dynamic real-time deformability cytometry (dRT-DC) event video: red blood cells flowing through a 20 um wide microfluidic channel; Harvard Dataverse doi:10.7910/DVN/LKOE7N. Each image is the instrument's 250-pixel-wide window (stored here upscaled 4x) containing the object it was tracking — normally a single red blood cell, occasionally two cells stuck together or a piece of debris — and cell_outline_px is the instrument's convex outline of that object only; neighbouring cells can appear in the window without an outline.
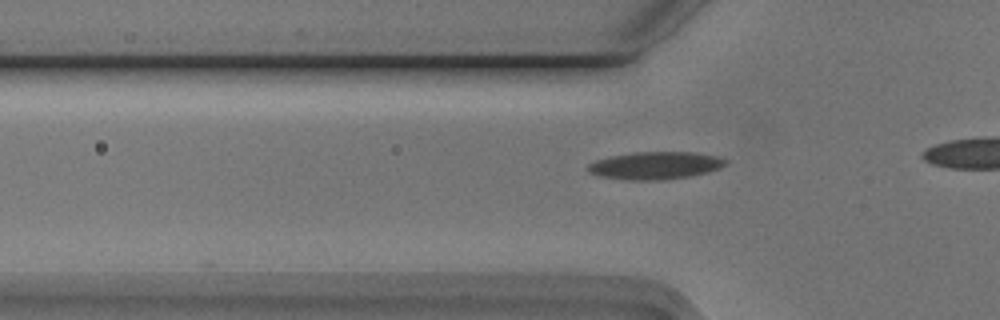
{"species": "Egyptian fruit bat (a non-hibernating species)", "species_latin": "Rousettus aegyptiacus", "temperature_condition": "cold", "stored_images_in_passage": 10, "camera_frame_rate_fps": 3000, "um_per_image_px": 0.085, "animal": {"sex": "male"}, "frame": {"image": 1, "passage_image": 4, "time_ms": 1.0, "image_size_px": [1000, 320], "cell_outline_px": [[728, 160], [720, 168], [708, 172], [688, 176], [664, 180], [624, 180], [600, 176], [588, 172], [588, 164], [596, 160], [608, 156], [632, 152], [692, 152], [716, 156]], "centroid_in_image_um": [55.66, 14.06], "position_along_channel_um": 70.1, "area_um2": 22.14}}
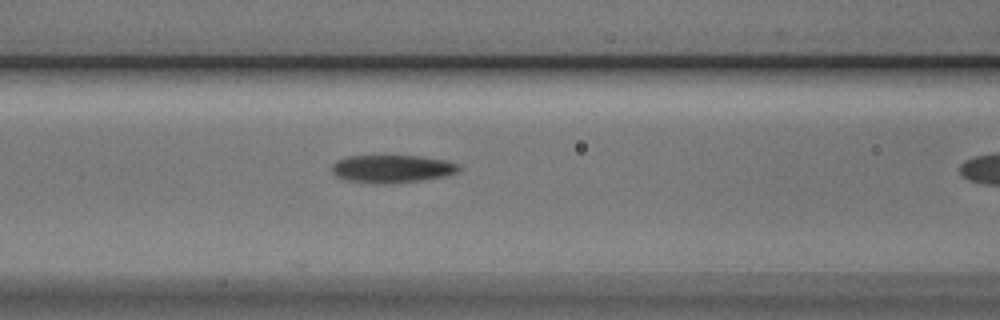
{"frame": {"image": 2, "passage_image": 9, "time_ms": 2.667, "image_size_px": [1000, 320], "cell_outline_px": [[460, 168], [456, 172], [444, 176], [424, 180], [384, 184], [372, 184], [348, 180], [336, 176], [332, 172], [332, 164], [336, 160], [348, 156], [420, 156], [448, 160], [460, 164]], "centroid_in_image_um": [33.33, 14.35], "position_along_channel_um": 133.3, "area_um2": 20.75}}